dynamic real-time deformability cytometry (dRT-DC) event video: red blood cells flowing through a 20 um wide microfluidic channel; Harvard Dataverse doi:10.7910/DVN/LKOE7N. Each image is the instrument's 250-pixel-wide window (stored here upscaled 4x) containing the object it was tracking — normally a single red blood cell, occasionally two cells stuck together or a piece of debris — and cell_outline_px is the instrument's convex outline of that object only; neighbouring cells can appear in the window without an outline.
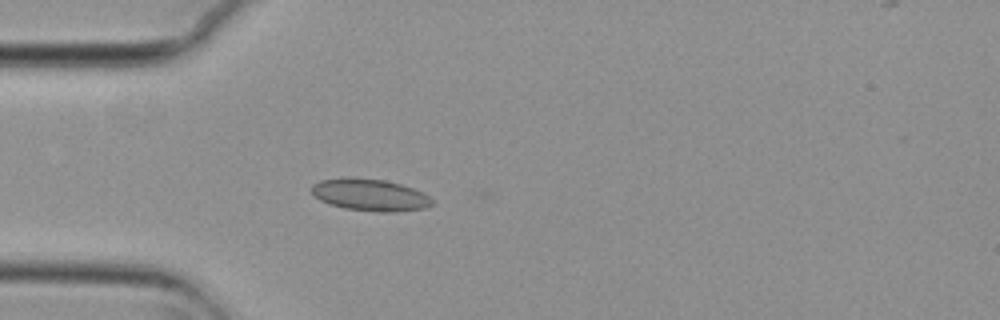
{"species": "common noctule bat (a hibernating species)", "species_latin": "Nyctalus noctula", "temperature_condition": "cold", "stored_images_in_passage": 55, "camera_frame_rate_fps": 3000, "um_per_image_px": 0.085, "animal": {"sex": "female", "body_mass_g": 29.2, "forearm_length_mm": 56.3}, "frame": {"image": 1, "passage_image": 15, "time_ms": 4.667, "image_size_px": [1000, 320], "cell_outline_px": [[436, 204], [424, 208], [396, 212], [380, 212], [344, 208], [328, 204], [320, 200], [308, 188], [312, 184], [320, 180], [348, 176], [384, 180], [400, 184], [412, 188], [436, 200]], "centroid_in_image_um": [31.43, 16.56], "position_along_channel_um": 53.6, "area_um2": 22.77}}
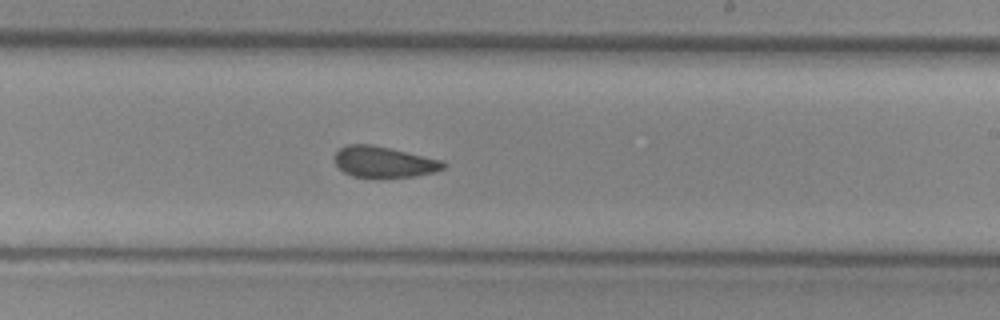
{"frame": {"image": 2, "passage_image": 32, "time_ms": 10.333, "image_size_px": [1000, 320], "cell_outline_px": [[448, 164], [444, 168], [436, 172], [416, 176], [352, 176], [344, 172], [336, 164], [336, 152], [340, 148], [348, 144], [372, 144], [440, 160]], "centroid_in_image_um": [32.64, 13.75], "position_along_channel_um": 256.4, "area_um2": 19.13}}
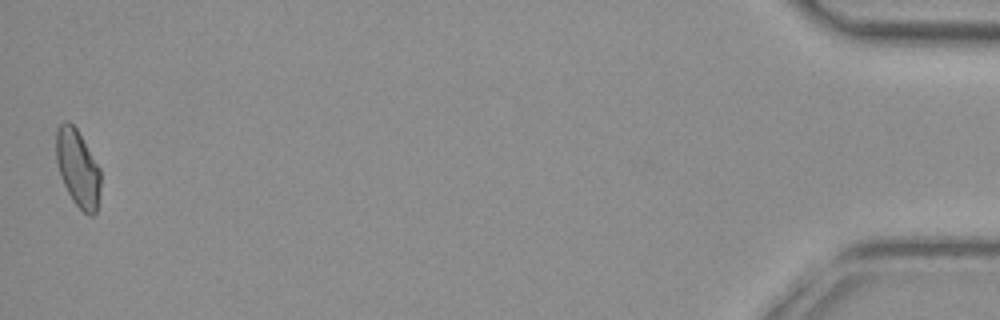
{"frame": {"image": 3, "passage_image": 54, "time_ms": 17.667, "image_size_px": [1000, 320], "cell_outline_px": [[100, 188], [96, 212], [92, 216], [88, 216], [72, 200], [60, 176], [56, 160], [56, 128], [64, 120], [68, 120], [76, 128], [100, 168]], "centroid_in_image_um": [6.6, 14.28], "position_along_channel_um": 428.6, "area_um2": 19.94}}